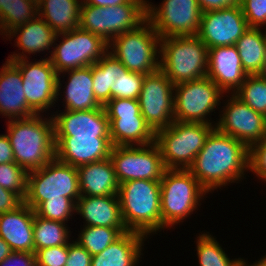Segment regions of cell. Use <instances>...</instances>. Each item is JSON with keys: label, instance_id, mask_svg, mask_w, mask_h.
Wrapping results in <instances>:
<instances>
[{"label": "cell", "instance_id": "bcb514c9", "mask_svg": "<svg viewBox=\"0 0 266 266\" xmlns=\"http://www.w3.org/2000/svg\"><path fill=\"white\" fill-rule=\"evenodd\" d=\"M15 162L14 153L7 134H0V164Z\"/></svg>", "mask_w": 266, "mask_h": 266}, {"label": "cell", "instance_id": "74e56055", "mask_svg": "<svg viewBox=\"0 0 266 266\" xmlns=\"http://www.w3.org/2000/svg\"><path fill=\"white\" fill-rule=\"evenodd\" d=\"M35 213L48 220L68 223L76 216V203L72 199H50L44 201Z\"/></svg>", "mask_w": 266, "mask_h": 266}, {"label": "cell", "instance_id": "7bdbcfd3", "mask_svg": "<svg viewBox=\"0 0 266 266\" xmlns=\"http://www.w3.org/2000/svg\"><path fill=\"white\" fill-rule=\"evenodd\" d=\"M0 266H36L35 253L13 251Z\"/></svg>", "mask_w": 266, "mask_h": 266}, {"label": "cell", "instance_id": "6da1fadb", "mask_svg": "<svg viewBox=\"0 0 266 266\" xmlns=\"http://www.w3.org/2000/svg\"><path fill=\"white\" fill-rule=\"evenodd\" d=\"M188 170L208 193L218 192V188L246 179L245 174L249 173V148L215 128Z\"/></svg>", "mask_w": 266, "mask_h": 266}, {"label": "cell", "instance_id": "7c38bea8", "mask_svg": "<svg viewBox=\"0 0 266 266\" xmlns=\"http://www.w3.org/2000/svg\"><path fill=\"white\" fill-rule=\"evenodd\" d=\"M145 76L129 71L107 51L98 62L92 64L94 96L103 107L115 98L138 100Z\"/></svg>", "mask_w": 266, "mask_h": 266}, {"label": "cell", "instance_id": "681fc988", "mask_svg": "<svg viewBox=\"0 0 266 266\" xmlns=\"http://www.w3.org/2000/svg\"><path fill=\"white\" fill-rule=\"evenodd\" d=\"M246 266H266V254L264 256H262V258L255 260V262H253V264L247 262Z\"/></svg>", "mask_w": 266, "mask_h": 266}, {"label": "cell", "instance_id": "d6986e66", "mask_svg": "<svg viewBox=\"0 0 266 266\" xmlns=\"http://www.w3.org/2000/svg\"><path fill=\"white\" fill-rule=\"evenodd\" d=\"M249 29L240 5L202 13L197 36L207 46H233Z\"/></svg>", "mask_w": 266, "mask_h": 266}, {"label": "cell", "instance_id": "44dd1931", "mask_svg": "<svg viewBox=\"0 0 266 266\" xmlns=\"http://www.w3.org/2000/svg\"><path fill=\"white\" fill-rule=\"evenodd\" d=\"M206 76L225 94H234L248 74L243 70L241 58L233 45L208 49Z\"/></svg>", "mask_w": 266, "mask_h": 266}, {"label": "cell", "instance_id": "52a82bcc", "mask_svg": "<svg viewBox=\"0 0 266 266\" xmlns=\"http://www.w3.org/2000/svg\"><path fill=\"white\" fill-rule=\"evenodd\" d=\"M160 40L146 19L136 29L115 37L108 51L129 71L149 75L160 69Z\"/></svg>", "mask_w": 266, "mask_h": 266}, {"label": "cell", "instance_id": "4dcf8cb0", "mask_svg": "<svg viewBox=\"0 0 266 266\" xmlns=\"http://www.w3.org/2000/svg\"><path fill=\"white\" fill-rule=\"evenodd\" d=\"M266 29L249 28L235 43L243 70L248 75L261 74L265 59Z\"/></svg>", "mask_w": 266, "mask_h": 266}, {"label": "cell", "instance_id": "f907efd6", "mask_svg": "<svg viewBox=\"0 0 266 266\" xmlns=\"http://www.w3.org/2000/svg\"><path fill=\"white\" fill-rule=\"evenodd\" d=\"M261 75L266 77V34H265V59Z\"/></svg>", "mask_w": 266, "mask_h": 266}, {"label": "cell", "instance_id": "ee69618b", "mask_svg": "<svg viewBox=\"0 0 266 266\" xmlns=\"http://www.w3.org/2000/svg\"><path fill=\"white\" fill-rule=\"evenodd\" d=\"M23 202L16 193L0 186V214L15 210Z\"/></svg>", "mask_w": 266, "mask_h": 266}, {"label": "cell", "instance_id": "d6a6232c", "mask_svg": "<svg viewBox=\"0 0 266 266\" xmlns=\"http://www.w3.org/2000/svg\"><path fill=\"white\" fill-rule=\"evenodd\" d=\"M69 224L48 220L34 214L33 234L34 252L36 250L50 248L59 245H66L72 240Z\"/></svg>", "mask_w": 266, "mask_h": 266}, {"label": "cell", "instance_id": "8d00e7d4", "mask_svg": "<svg viewBox=\"0 0 266 266\" xmlns=\"http://www.w3.org/2000/svg\"><path fill=\"white\" fill-rule=\"evenodd\" d=\"M27 175L15 162L0 164V186L16 193L23 201L27 194Z\"/></svg>", "mask_w": 266, "mask_h": 266}, {"label": "cell", "instance_id": "cb8c5ba5", "mask_svg": "<svg viewBox=\"0 0 266 266\" xmlns=\"http://www.w3.org/2000/svg\"><path fill=\"white\" fill-rule=\"evenodd\" d=\"M56 35V32L41 17L37 16L31 21L15 27L5 35L6 38L3 39L9 41L16 37L14 46L18 47V50H22V52H12L13 54H10L6 60L30 59L31 54L35 56L37 53L43 54V52H47L45 53L47 57L45 55L44 57L49 58L48 54L51 55Z\"/></svg>", "mask_w": 266, "mask_h": 266}, {"label": "cell", "instance_id": "f6af8a7d", "mask_svg": "<svg viewBox=\"0 0 266 266\" xmlns=\"http://www.w3.org/2000/svg\"><path fill=\"white\" fill-rule=\"evenodd\" d=\"M202 13L240 5L241 0H197Z\"/></svg>", "mask_w": 266, "mask_h": 266}, {"label": "cell", "instance_id": "83f0119b", "mask_svg": "<svg viewBox=\"0 0 266 266\" xmlns=\"http://www.w3.org/2000/svg\"><path fill=\"white\" fill-rule=\"evenodd\" d=\"M147 239L142 233L127 231L104 251L92 256L91 266H137L142 261Z\"/></svg>", "mask_w": 266, "mask_h": 266}, {"label": "cell", "instance_id": "ba28073f", "mask_svg": "<svg viewBox=\"0 0 266 266\" xmlns=\"http://www.w3.org/2000/svg\"><path fill=\"white\" fill-rule=\"evenodd\" d=\"M77 167L56 158L42 168L28 172L27 194L24 202L34 211L46 200L80 198Z\"/></svg>", "mask_w": 266, "mask_h": 266}, {"label": "cell", "instance_id": "3957f363", "mask_svg": "<svg viewBox=\"0 0 266 266\" xmlns=\"http://www.w3.org/2000/svg\"><path fill=\"white\" fill-rule=\"evenodd\" d=\"M118 197L128 231L142 233L148 238L161 232L160 181H125L119 186Z\"/></svg>", "mask_w": 266, "mask_h": 266}, {"label": "cell", "instance_id": "d4e9b609", "mask_svg": "<svg viewBox=\"0 0 266 266\" xmlns=\"http://www.w3.org/2000/svg\"><path fill=\"white\" fill-rule=\"evenodd\" d=\"M37 113L27 104L20 70L9 60L0 68V115L8 120L29 118Z\"/></svg>", "mask_w": 266, "mask_h": 266}, {"label": "cell", "instance_id": "ffe728a7", "mask_svg": "<svg viewBox=\"0 0 266 266\" xmlns=\"http://www.w3.org/2000/svg\"><path fill=\"white\" fill-rule=\"evenodd\" d=\"M54 113L51 116L55 136L111 138L110 122L104 107L82 111L57 109Z\"/></svg>", "mask_w": 266, "mask_h": 266}, {"label": "cell", "instance_id": "1f68e13d", "mask_svg": "<svg viewBox=\"0 0 266 266\" xmlns=\"http://www.w3.org/2000/svg\"><path fill=\"white\" fill-rule=\"evenodd\" d=\"M196 237L195 251L199 266H246L247 259L243 257L231 259L209 231L203 230Z\"/></svg>", "mask_w": 266, "mask_h": 266}, {"label": "cell", "instance_id": "9c48e42d", "mask_svg": "<svg viewBox=\"0 0 266 266\" xmlns=\"http://www.w3.org/2000/svg\"><path fill=\"white\" fill-rule=\"evenodd\" d=\"M146 19V7L139 0L108 7L91 6L82 2L79 27L109 44L121 33L136 29Z\"/></svg>", "mask_w": 266, "mask_h": 266}, {"label": "cell", "instance_id": "2e32d148", "mask_svg": "<svg viewBox=\"0 0 266 266\" xmlns=\"http://www.w3.org/2000/svg\"><path fill=\"white\" fill-rule=\"evenodd\" d=\"M228 95L225 94L227 100L222 99L224 106L219 110L215 128L222 134L243 142L248 148L266 139V117L235 94Z\"/></svg>", "mask_w": 266, "mask_h": 266}, {"label": "cell", "instance_id": "f1b7e54d", "mask_svg": "<svg viewBox=\"0 0 266 266\" xmlns=\"http://www.w3.org/2000/svg\"><path fill=\"white\" fill-rule=\"evenodd\" d=\"M82 196L118 195L119 182L110 158L77 167Z\"/></svg>", "mask_w": 266, "mask_h": 266}, {"label": "cell", "instance_id": "5bb4252c", "mask_svg": "<svg viewBox=\"0 0 266 266\" xmlns=\"http://www.w3.org/2000/svg\"><path fill=\"white\" fill-rule=\"evenodd\" d=\"M146 13L160 38L198 34L202 11L197 0H162L158 6L151 2Z\"/></svg>", "mask_w": 266, "mask_h": 266}, {"label": "cell", "instance_id": "7402d4cb", "mask_svg": "<svg viewBox=\"0 0 266 266\" xmlns=\"http://www.w3.org/2000/svg\"><path fill=\"white\" fill-rule=\"evenodd\" d=\"M66 74L68 77L67 82H65L63 79L61 81V78L66 77ZM61 82L66 84L63 86ZM61 93H63V95ZM56 98V103L63 98L64 102L62 107L65 106L64 109L69 111H82L102 108L103 106L98 103L94 96L92 65L59 73L57 78Z\"/></svg>", "mask_w": 266, "mask_h": 266}, {"label": "cell", "instance_id": "277c9868", "mask_svg": "<svg viewBox=\"0 0 266 266\" xmlns=\"http://www.w3.org/2000/svg\"><path fill=\"white\" fill-rule=\"evenodd\" d=\"M208 194L188 169H165L160 180L161 232L190 219Z\"/></svg>", "mask_w": 266, "mask_h": 266}, {"label": "cell", "instance_id": "c3c4849f", "mask_svg": "<svg viewBox=\"0 0 266 266\" xmlns=\"http://www.w3.org/2000/svg\"><path fill=\"white\" fill-rule=\"evenodd\" d=\"M12 249L8 243L0 237V263L12 253Z\"/></svg>", "mask_w": 266, "mask_h": 266}, {"label": "cell", "instance_id": "f35d334b", "mask_svg": "<svg viewBox=\"0 0 266 266\" xmlns=\"http://www.w3.org/2000/svg\"><path fill=\"white\" fill-rule=\"evenodd\" d=\"M240 6L249 28L266 29V0H241Z\"/></svg>", "mask_w": 266, "mask_h": 266}, {"label": "cell", "instance_id": "e575fe53", "mask_svg": "<svg viewBox=\"0 0 266 266\" xmlns=\"http://www.w3.org/2000/svg\"><path fill=\"white\" fill-rule=\"evenodd\" d=\"M74 241L84 247L92 256L104 251L122 233L117 228L105 226H82Z\"/></svg>", "mask_w": 266, "mask_h": 266}, {"label": "cell", "instance_id": "ab89813d", "mask_svg": "<svg viewBox=\"0 0 266 266\" xmlns=\"http://www.w3.org/2000/svg\"><path fill=\"white\" fill-rule=\"evenodd\" d=\"M36 265L65 266L68 259V244L36 250Z\"/></svg>", "mask_w": 266, "mask_h": 266}, {"label": "cell", "instance_id": "d590c367", "mask_svg": "<svg viewBox=\"0 0 266 266\" xmlns=\"http://www.w3.org/2000/svg\"><path fill=\"white\" fill-rule=\"evenodd\" d=\"M249 107L266 117V77L261 74L248 75L245 82L234 93Z\"/></svg>", "mask_w": 266, "mask_h": 266}, {"label": "cell", "instance_id": "b9f144b4", "mask_svg": "<svg viewBox=\"0 0 266 266\" xmlns=\"http://www.w3.org/2000/svg\"><path fill=\"white\" fill-rule=\"evenodd\" d=\"M92 255L76 241L68 243V259L65 266H91Z\"/></svg>", "mask_w": 266, "mask_h": 266}, {"label": "cell", "instance_id": "816d5d0a", "mask_svg": "<svg viewBox=\"0 0 266 266\" xmlns=\"http://www.w3.org/2000/svg\"><path fill=\"white\" fill-rule=\"evenodd\" d=\"M145 7H147L151 2L149 0H139Z\"/></svg>", "mask_w": 266, "mask_h": 266}, {"label": "cell", "instance_id": "f546056e", "mask_svg": "<svg viewBox=\"0 0 266 266\" xmlns=\"http://www.w3.org/2000/svg\"><path fill=\"white\" fill-rule=\"evenodd\" d=\"M82 0H38V16L56 34L79 27Z\"/></svg>", "mask_w": 266, "mask_h": 266}, {"label": "cell", "instance_id": "60d3db41", "mask_svg": "<svg viewBox=\"0 0 266 266\" xmlns=\"http://www.w3.org/2000/svg\"><path fill=\"white\" fill-rule=\"evenodd\" d=\"M249 172L266 183V139L249 148Z\"/></svg>", "mask_w": 266, "mask_h": 266}, {"label": "cell", "instance_id": "7a4b0ae2", "mask_svg": "<svg viewBox=\"0 0 266 266\" xmlns=\"http://www.w3.org/2000/svg\"><path fill=\"white\" fill-rule=\"evenodd\" d=\"M47 117V118H46ZM7 131L14 160L27 172L42 168L55 158L52 116L36 114L29 118L7 120Z\"/></svg>", "mask_w": 266, "mask_h": 266}, {"label": "cell", "instance_id": "603a6c76", "mask_svg": "<svg viewBox=\"0 0 266 266\" xmlns=\"http://www.w3.org/2000/svg\"><path fill=\"white\" fill-rule=\"evenodd\" d=\"M111 138L55 136V158L78 167L109 158Z\"/></svg>", "mask_w": 266, "mask_h": 266}, {"label": "cell", "instance_id": "30bf717a", "mask_svg": "<svg viewBox=\"0 0 266 266\" xmlns=\"http://www.w3.org/2000/svg\"><path fill=\"white\" fill-rule=\"evenodd\" d=\"M224 95L207 76L174 85V120L216 126L217 121L211 115L215 116L212 112L221 106Z\"/></svg>", "mask_w": 266, "mask_h": 266}, {"label": "cell", "instance_id": "e0dca14e", "mask_svg": "<svg viewBox=\"0 0 266 266\" xmlns=\"http://www.w3.org/2000/svg\"><path fill=\"white\" fill-rule=\"evenodd\" d=\"M41 58L38 61L30 59L9 60L21 72L24 94L27 104L37 114H47L50 109L56 107L57 78L58 74L52 66L49 58Z\"/></svg>", "mask_w": 266, "mask_h": 266}, {"label": "cell", "instance_id": "9a60e30c", "mask_svg": "<svg viewBox=\"0 0 266 266\" xmlns=\"http://www.w3.org/2000/svg\"><path fill=\"white\" fill-rule=\"evenodd\" d=\"M119 184L130 180L160 181L165 171L158 145L112 146L110 156Z\"/></svg>", "mask_w": 266, "mask_h": 266}, {"label": "cell", "instance_id": "484cf974", "mask_svg": "<svg viewBox=\"0 0 266 266\" xmlns=\"http://www.w3.org/2000/svg\"><path fill=\"white\" fill-rule=\"evenodd\" d=\"M85 222L82 226H105L127 232L120 208L118 195L80 196L76 202V215Z\"/></svg>", "mask_w": 266, "mask_h": 266}, {"label": "cell", "instance_id": "5b68a950", "mask_svg": "<svg viewBox=\"0 0 266 266\" xmlns=\"http://www.w3.org/2000/svg\"><path fill=\"white\" fill-rule=\"evenodd\" d=\"M208 48L195 36H172L160 40V70L174 84L206 77Z\"/></svg>", "mask_w": 266, "mask_h": 266}, {"label": "cell", "instance_id": "4316f807", "mask_svg": "<svg viewBox=\"0 0 266 266\" xmlns=\"http://www.w3.org/2000/svg\"><path fill=\"white\" fill-rule=\"evenodd\" d=\"M34 214L25 202L13 211L0 214V237L12 251L34 253Z\"/></svg>", "mask_w": 266, "mask_h": 266}, {"label": "cell", "instance_id": "f5cc1de1", "mask_svg": "<svg viewBox=\"0 0 266 266\" xmlns=\"http://www.w3.org/2000/svg\"><path fill=\"white\" fill-rule=\"evenodd\" d=\"M2 8V0H0V9Z\"/></svg>", "mask_w": 266, "mask_h": 266}, {"label": "cell", "instance_id": "8992f818", "mask_svg": "<svg viewBox=\"0 0 266 266\" xmlns=\"http://www.w3.org/2000/svg\"><path fill=\"white\" fill-rule=\"evenodd\" d=\"M215 125L173 121L168 127L155 133L164 167L188 169L203 148L206 138Z\"/></svg>", "mask_w": 266, "mask_h": 266}, {"label": "cell", "instance_id": "8fae6325", "mask_svg": "<svg viewBox=\"0 0 266 266\" xmlns=\"http://www.w3.org/2000/svg\"><path fill=\"white\" fill-rule=\"evenodd\" d=\"M52 49L49 60L59 74L98 62L108 51V43L101 37L78 27L57 34Z\"/></svg>", "mask_w": 266, "mask_h": 266}, {"label": "cell", "instance_id": "7dc6e473", "mask_svg": "<svg viewBox=\"0 0 266 266\" xmlns=\"http://www.w3.org/2000/svg\"><path fill=\"white\" fill-rule=\"evenodd\" d=\"M129 0H82L86 5L108 7L127 3Z\"/></svg>", "mask_w": 266, "mask_h": 266}, {"label": "cell", "instance_id": "836d02e7", "mask_svg": "<svg viewBox=\"0 0 266 266\" xmlns=\"http://www.w3.org/2000/svg\"><path fill=\"white\" fill-rule=\"evenodd\" d=\"M38 16V0H2L0 9V35Z\"/></svg>", "mask_w": 266, "mask_h": 266}, {"label": "cell", "instance_id": "ac0fdd59", "mask_svg": "<svg viewBox=\"0 0 266 266\" xmlns=\"http://www.w3.org/2000/svg\"><path fill=\"white\" fill-rule=\"evenodd\" d=\"M138 102L140 112L154 133L174 120V84L159 69L146 75Z\"/></svg>", "mask_w": 266, "mask_h": 266}, {"label": "cell", "instance_id": "4fadbf2b", "mask_svg": "<svg viewBox=\"0 0 266 266\" xmlns=\"http://www.w3.org/2000/svg\"><path fill=\"white\" fill-rule=\"evenodd\" d=\"M112 146H144L155 142L136 99H111L105 106Z\"/></svg>", "mask_w": 266, "mask_h": 266}]
</instances>
